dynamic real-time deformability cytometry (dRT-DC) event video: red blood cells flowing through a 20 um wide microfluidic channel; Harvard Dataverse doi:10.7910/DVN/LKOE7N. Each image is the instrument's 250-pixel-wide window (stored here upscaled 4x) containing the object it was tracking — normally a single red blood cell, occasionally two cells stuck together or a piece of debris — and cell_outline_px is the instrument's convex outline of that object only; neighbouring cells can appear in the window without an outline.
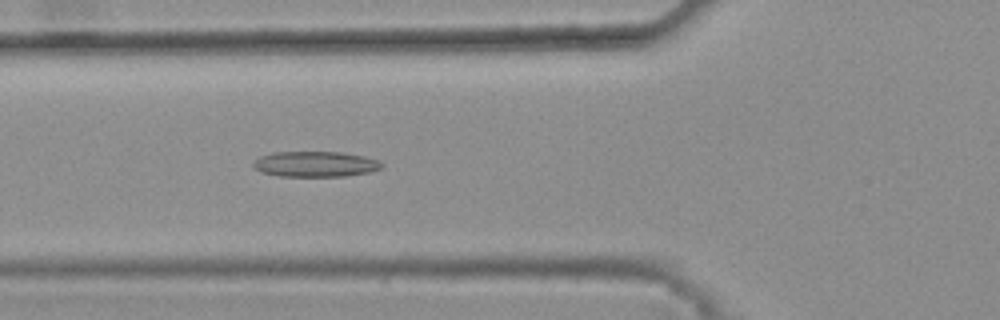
{"species": "common noctule bat (a hibernating species)", "species_latin": "Nyctalus noctula", "temperature_condition": "warm", "stored_images_in_passage": 47, "camera_frame_rate_fps": 3000, "um_per_image_px": 0.085, "animal": {"sex": "female", "body_mass_g": 25.1}, "frame": {"image": 1, "passage_image": 20, "time_ms": 6.333, "image_size_px": [1000, 320], "cell_outline_px": [[384, 164], [380, 168], [368, 172], [344, 176], [280, 176], [260, 172], [252, 168], [252, 164], [260, 156], [272, 152], [340, 152], [364, 156], [380, 160]], "centroid_in_image_um": [26.77, 13.94], "position_along_channel_um": 99.0, "area_um2": 19.13}}
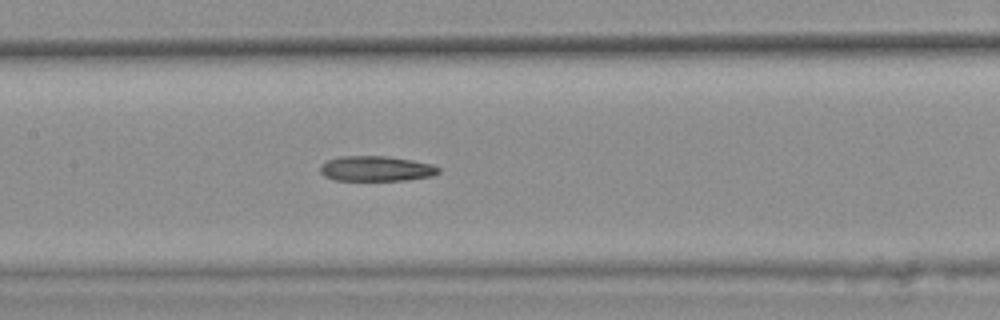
{"frame": {"image": 2, "passage_image": 26, "time_ms": 8.333, "image_size_px": [1000, 320], "cell_outline_px": [[440, 172], [432, 176], [408, 180], [336, 180], [324, 176], [320, 172], [320, 164], [328, 160], [340, 156], [388, 156], [412, 160], [432, 164], [440, 168]], "centroid_in_image_um": [31.98, 14.33], "position_along_channel_um": 175.4, "area_um2": 17.46}}
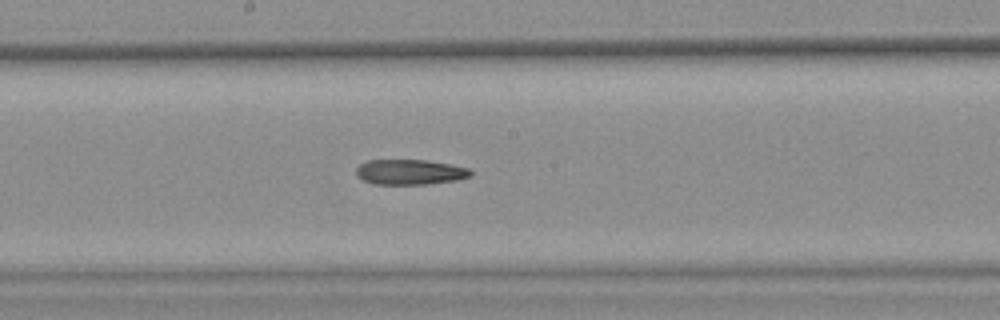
{"frame": {"image": 3, "passage_image": 29, "time_ms": 9.333, "image_size_px": [1000, 320], "cell_outline_px": [[472, 176], [460, 180], [428, 184], [372, 184], [356, 176], [356, 168], [360, 164], [368, 160], [428, 160], [468, 168], [472, 172]], "centroid_in_image_um": [34.85, 14.63], "position_along_channel_um": 213.3, "area_um2": 16.94}}